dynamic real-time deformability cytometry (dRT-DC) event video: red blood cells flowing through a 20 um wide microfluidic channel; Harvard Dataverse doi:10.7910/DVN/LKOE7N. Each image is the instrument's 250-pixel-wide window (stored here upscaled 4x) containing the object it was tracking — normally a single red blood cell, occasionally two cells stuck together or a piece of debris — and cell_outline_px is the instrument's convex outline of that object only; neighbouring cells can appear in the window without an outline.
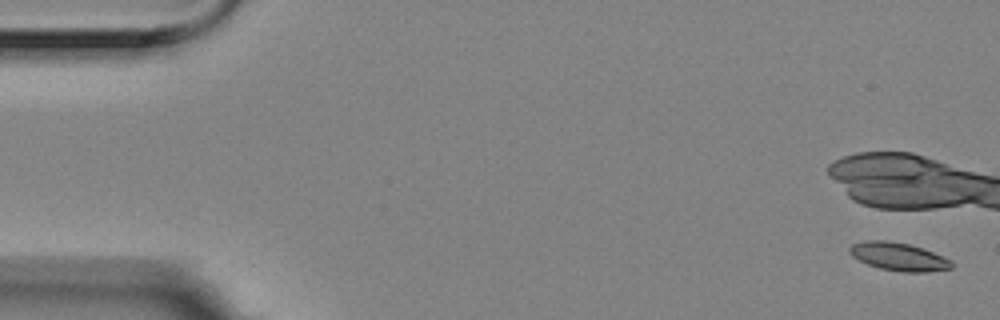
{"species": "Egyptian fruit bat (a non-hibernating species)", "species_latin": "Rousettus aegyptiacus", "temperature_condition": "room temperature", "stored_images_in_passage": 5, "camera_frame_rate_fps": 3000, "um_per_image_px": 0.085, "animal": {"sex": "female"}, "frame": {"image": 1, "passage_image": 1, "time_ms": 0.0, "image_size_px": [1000, 320], "cell_outline_px": [[952, 268], [928, 272], [904, 272], [880, 268], [868, 264], [852, 256], [848, 252], [848, 248], [852, 244], [864, 240], [884, 240], [908, 244], [932, 252], [952, 260]], "centroid_in_image_um": [76.36, 21.81], "position_along_channel_um": 8.6, "area_um2": 16.53}}